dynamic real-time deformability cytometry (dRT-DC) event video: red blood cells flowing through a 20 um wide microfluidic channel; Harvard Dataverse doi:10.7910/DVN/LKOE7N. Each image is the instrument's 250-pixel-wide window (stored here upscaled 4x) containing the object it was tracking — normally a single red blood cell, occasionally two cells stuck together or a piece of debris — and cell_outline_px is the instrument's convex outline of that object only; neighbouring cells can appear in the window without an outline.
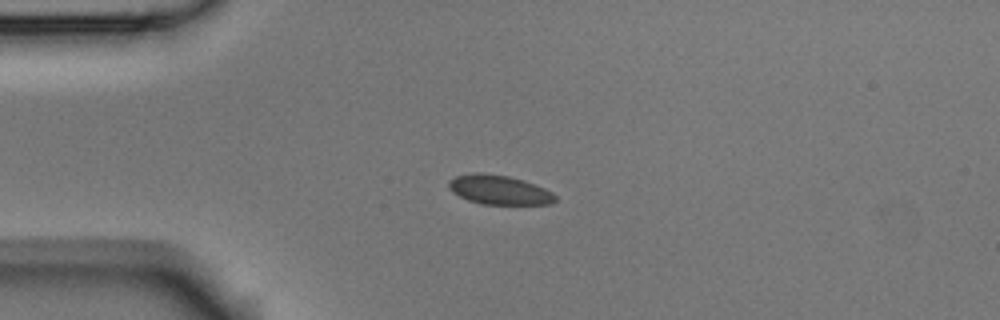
{"species": "Egyptian fruit bat (a non-hibernating species)", "species_latin": "Rousettus aegyptiacus", "temperature_condition": "room temperature", "stored_images_in_passage": 42, "camera_frame_rate_fps": 3000, "um_per_image_px": 0.085, "animal": {"sex": "male"}, "frame": {"image": 1, "passage_image": 1, "time_ms": 0.0, "image_size_px": [1000, 320], "cell_outline_px": [[556, 200], [552, 204], [480, 204], [468, 200], [452, 192], [448, 188], [448, 180], [456, 176], [472, 172], [480, 172], [508, 176], [524, 180], [544, 188], [552, 192], [556, 196]], "centroid_in_image_um": [42.4, 16.13], "position_along_channel_um": 42.6, "area_um2": 18.32}}
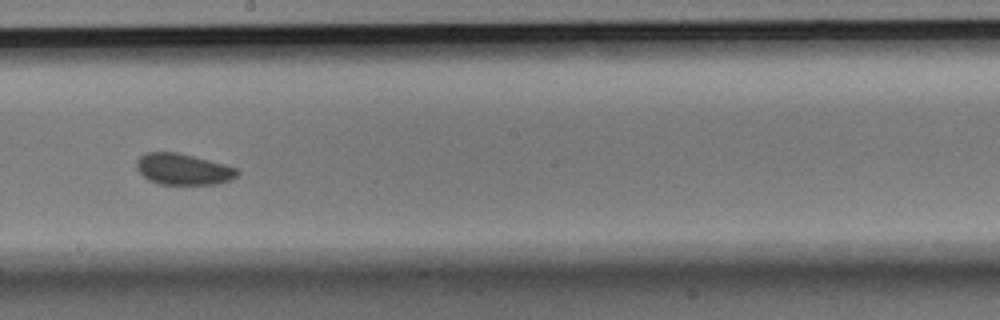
{"frame": {"image": 2, "passage_image": 18, "time_ms": 5.667, "image_size_px": [1000, 320], "cell_outline_px": [[240, 172], [236, 176], [228, 180], [216, 184], [160, 184], [148, 180], [136, 168], [136, 160], [144, 152], [176, 152], [240, 168]], "centroid_in_image_um": [15.56, 14.38], "position_along_channel_um": 232.6, "area_um2": 18.26}}
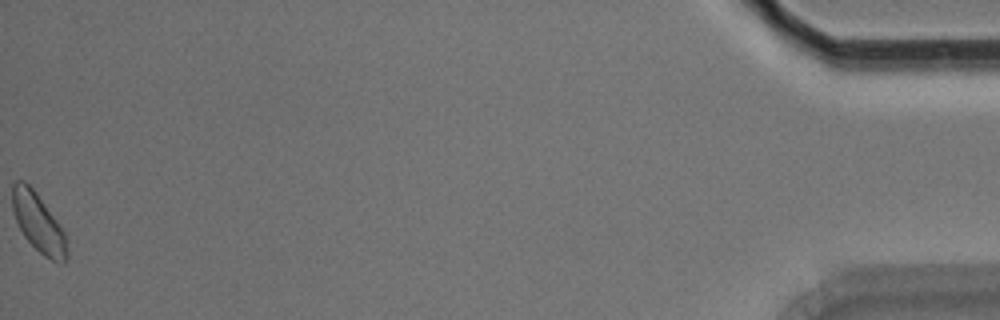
{"frame": {"image": 3, "passage_image": 42, "time_ms": 13.667, "image_size_px": [1000, 320], "cell_outline_px": [[68, 256], [60, 264], [44, 256], [24, 236], [16, 220], [12, 208], [12, 184], [16, 180], [24, 180], [36, 192], [60, 224], [64, 232], [68, 252]], "centroid_in_image_um": [3.26, 18.92], "position_along_channel_um": 431.9, "area_um2": 18.55}, "authors_computed_cell_mechanics": {"area_um2": 18.3804, "velocity_mm_per_s": 3.7342, "shape_relaxation_time_tau1_ms": 2.2826, "shape_relaxation_time_tau2_ms": null, "deformation_change_tau1": 0.0444, "deformation_change_tau2": null}}